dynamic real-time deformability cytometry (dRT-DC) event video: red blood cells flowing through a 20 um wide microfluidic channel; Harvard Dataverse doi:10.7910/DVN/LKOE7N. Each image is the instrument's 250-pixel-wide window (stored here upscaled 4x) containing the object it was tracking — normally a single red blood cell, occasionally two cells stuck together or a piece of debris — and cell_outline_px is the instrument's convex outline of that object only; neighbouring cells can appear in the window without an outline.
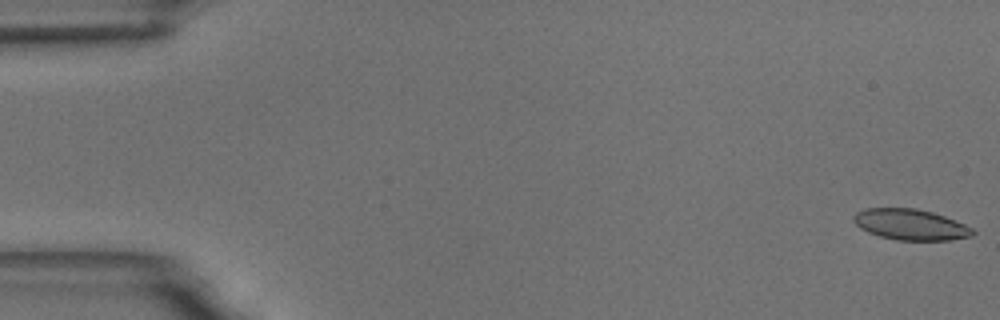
{"species": "common noctule bat (a hibernating species)", "species_latin": "Nyctalus noctula", "temperature_condition": "room temperature", "stored_images_in_passage": 10, "camera_frame_rate_fps": 3000, "um_per_image_px": 0.085, "animal": {"sex": "male", "body_mass_g": 18.8}, "frame": {"image": 1, "passage_image": 1, "time_ms": 0.0, "image_size_px": [1000, 320], "cell_outline_px": [[976, 232], [972, 236], [952, 240], [896, 240], [880, 236], [868, 232], [860, 228], [852, 220], [852, 216], [856, 212], [864, 208], [916, 208], [932, 212], [944, 216], [964, 224], [972, 228]], "centroid_in_image_um": [77.38, 19.08], "position_along_channel_um": 7.6, "area_um2": 21.5}}
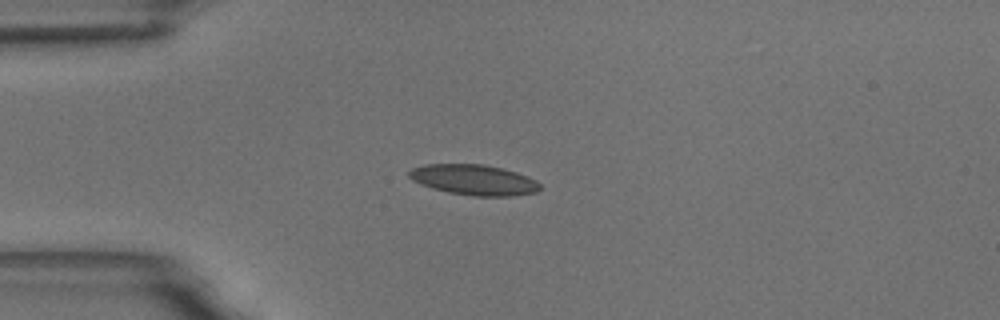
{"frame": {"image": 2, "passage_image": 5, "time_ms": 4.667, "image_size_px": [1000, 320], "cell_outline_px": [[540, 188], [536, 192], [512, 196], [472, 196], [448, 192], [432, 188], [420, 184], [412, 180], [408, 176], [408, 172], [412, 168], [424, 164], [484, 164], [516, 172], [528, 176], [536, 180], [540, 184]], "centroid_in_image_um": [40.26, 15.28], "position_along_channel_um": 44.7, "area_um2": 23.29}}
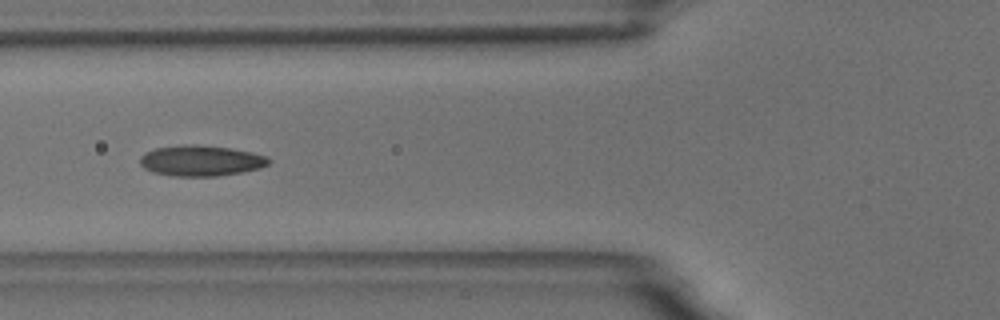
{"frame": {"image": 3, "passage_image": 7, "time_ms": 7.0, "image_size_px": [1000, 320], "cell_outline_px": [[272, 160], [268, 164], [260, 168], [240, 172], [216, 176], [172, 176], [152, 172], [144, 168], [140, 164], [140, 156], [144, 152], [156, 148], [184, 144], [196, 144], [232, 148], [252, 152], [268, 156]], "centroid_in_image_um": [17.07, 13.65], "position_along_channel_um": 108.7, "area_um2": 23.24}}